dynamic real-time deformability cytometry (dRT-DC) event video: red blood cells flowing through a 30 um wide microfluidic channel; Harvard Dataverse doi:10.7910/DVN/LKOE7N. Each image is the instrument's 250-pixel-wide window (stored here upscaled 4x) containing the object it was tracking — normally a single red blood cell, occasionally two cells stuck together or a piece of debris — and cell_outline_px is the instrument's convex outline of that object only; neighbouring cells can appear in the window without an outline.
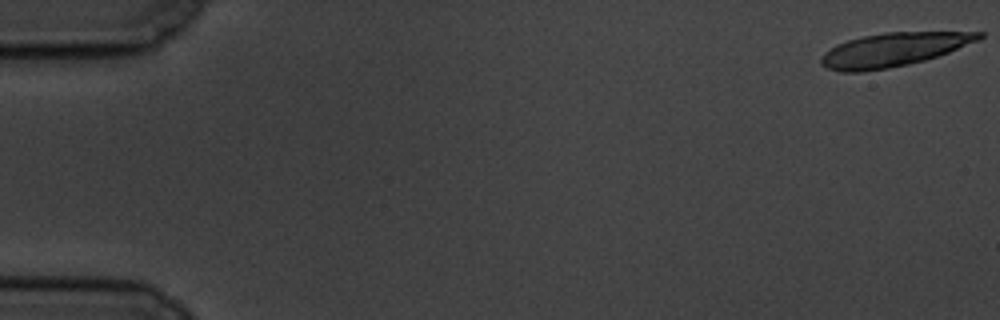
{"species": "common noctule bat (a hibernating species)", "species_latin": "Nyctalus noctula", "temperature_condition": "cold", "stored_images_in_passage": 44, "segment_of_instrument_passage": [1, 2], "camera_frame_rate_fps": 3000, "um_per_image_px": 0.085, "animal": {"sex": "male", "body_mass_g": 19.5, "forearm_length_mm": 54.6}, "frame": {"image": 1, "passage_image": 1, "time_ms": 0.0, "image_size_px": [1000, 320], "cell_outline_px": [[984, 36], [976, 40], [948, 52], [924, 60], [908, 64], [888, 68], [860, 72], [840, 72], [828, 68], [820, 64], [820, 60], [836, 44], [848, 40], [864, 36], [884, 32], [984, 32]], "centroid_in_image_um": [75.91, 4.22], "position_along_channel_um": 9.1, "area_um2": 30.29}}